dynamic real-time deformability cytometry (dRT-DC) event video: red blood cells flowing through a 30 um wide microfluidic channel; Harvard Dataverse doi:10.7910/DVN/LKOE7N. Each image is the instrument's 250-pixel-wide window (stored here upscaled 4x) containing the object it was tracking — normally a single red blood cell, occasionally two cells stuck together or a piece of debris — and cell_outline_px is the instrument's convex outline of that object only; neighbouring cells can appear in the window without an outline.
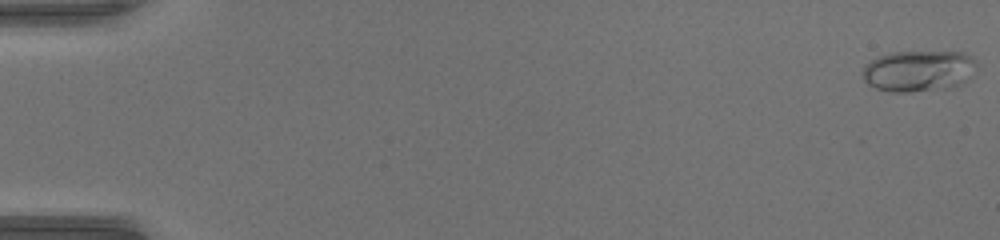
{"species": "common noctule bat (a hibernating species)", "species_latin": "Nyctalus noctula", "temperature_condition": "warm", "stored_images_in_passage": 51, "camera_frame_rate_fps": 3000, "um_per_image_px": 0.085, "animal": {"sex": "female", "body_mass_g": 17.0, "forearm_length_mm": 48.0}, "frame": {"image": 1, "passage_image": 1, "time_ms": 0.0, "image_size_px": [1000, 240], "cell_outline_px": [[976, 64], [964, 80], [960, 84], [952, 88], [912, 92], [892, 92], [876, 88], [868, 84], [864, 80], [860, 72], [864, 64], [880, 56], [892, 52], [964, 52], [976, 60]], "centroid_in_image_um": [78.01, 6.03], "position_along_channel_um": 7.0, "area_um2": 27.34}}
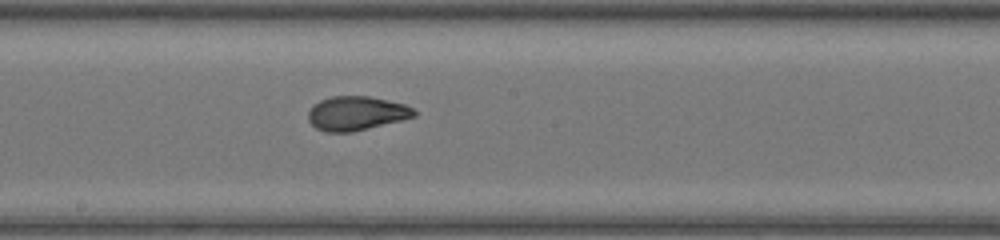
{"frame": {"image": 2, "passage_image": 29, "time_ms": 9.333, "image_size_px": [1000, 240], "cell_outline_px": [[416, 116], [352, 132], [324, 132], [316, 128], [308, 120], [308, 112], [320, 100], [332, 96], [368, 96], [404, 104], [412, 108], [416, 112]], "centroid_in_image_um": [30.27, 9.63], "position_along_channel_um": 217.9, "area_um2": 20.75}}
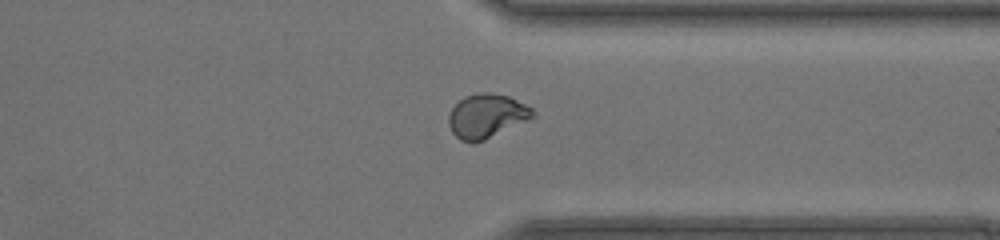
{"frame": {"image": 3, "passage_image": 40, "time_ms": 13.0, "image_size_px": [1000, 240], "cell_outline_px": [[536, 116], [528, 120], [484, 140], [460, 140], [452, 132], [448, 124], [448, 116], [452, 108], [464, 96], [480, 92], [488, 92], [508, 96], [532, 108]], "centroid_in_image_um": [41.36, 9.83], "position_along_channel_um": 370.0, "area_um2": 21.21}, "authors_computed_cell_mechanics": {"area_um2": 21.3282, "velocity_mm_per_s": 4.1633, "shape_relaxation_time_tau1_ms": 7.6141, "shape_relaxation_time_tau2_ms": 0.921, "deformation_change_tau1": 0.2701, "deformation_change_tau2": 0.0527}}